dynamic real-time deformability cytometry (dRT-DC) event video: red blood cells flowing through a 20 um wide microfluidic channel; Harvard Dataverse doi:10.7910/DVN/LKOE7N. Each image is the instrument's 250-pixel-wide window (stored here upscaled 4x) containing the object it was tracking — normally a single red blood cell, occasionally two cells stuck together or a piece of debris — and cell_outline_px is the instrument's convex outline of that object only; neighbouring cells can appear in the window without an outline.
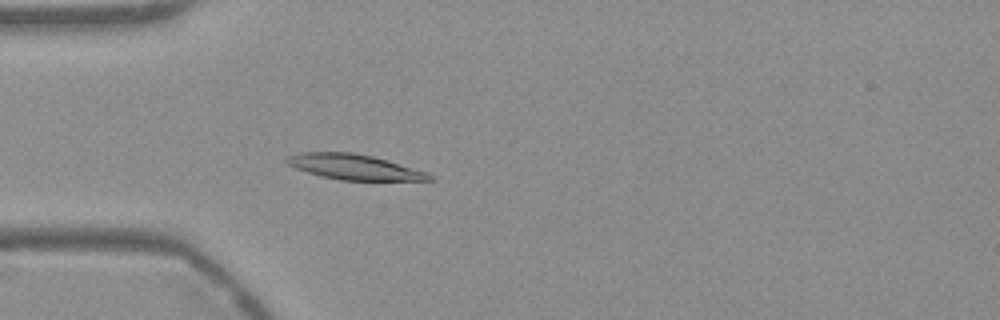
{"species": "Egyptian fruit bat (a non-hibernating species)", "species_latin": "Rousettus aegyptiacus", "temperature_condition": "warm", "stored_images_in_passage": 40, "camera_frame_rate_fps": 3000, "um_per_image_px": 0.085, "frame": {"image": 1, "passage_image": 1, "time_ms": 0.0, "image_size_px": [1000, 320], "cell_outline_px": [[436, 180], [340, 180], [320, 176], [284, 164], [284, 156], [296, 152], [352, 152], [372, 156], [388, 160], [424, 172], [432, 176]], "centroid_in_image_um": [29.98, 14.18], "position_along_channel_um": 55.0, "area_um2": 21.04}}
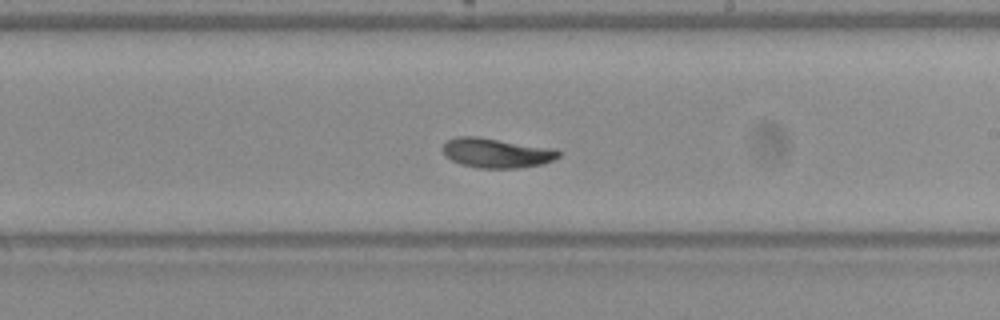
{"frame": {"image": 2, "passage_image": 17, "time_ms": 5.333, "image_size_px": [1000, 320], "cell_outline_px": [[560, 156], [552, 160], [540, 164], [520, 168], [476, 168], [460, 164], [444, 156], [440, 148], [448, 140], [456, 136], [476, 136], [556, 148], [560, 152]], "centroid_in_image_um": [42.17, 12.99], "position_along_channel_um": 246.8, "area_um2": 20.29}}
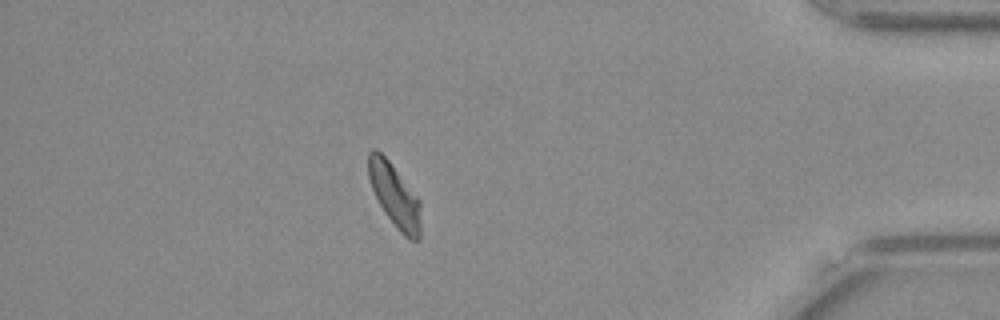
{"frame": {"image": 3, "passage_image": 33, "time_ms": 10.667, "image_size_px": [1000, 320], "cell_outline_px": [[420, 240], [408, 240], [400, 232], [384, 212], [372, 188], [368, 176], [368, 152], [372, 148], [376, 148], [388, 160], [420, 200]], "centroid_in_image_um": [33.54, 16.62], "position_along_channel_um": 401.7, "area_um2": 19.13}, "authors_computed_cell_mechanics": {"area_um2": 19.8254, "velocity_mm_per_s": 3.7183, "shape_relaxation_time_tau1_ms": 2.8227, "shape_relaxation_time_tau2_ms": 3.0026, "deformation_change_tau1": 0.1267, "deformation_change_tau2": 0.0811}}